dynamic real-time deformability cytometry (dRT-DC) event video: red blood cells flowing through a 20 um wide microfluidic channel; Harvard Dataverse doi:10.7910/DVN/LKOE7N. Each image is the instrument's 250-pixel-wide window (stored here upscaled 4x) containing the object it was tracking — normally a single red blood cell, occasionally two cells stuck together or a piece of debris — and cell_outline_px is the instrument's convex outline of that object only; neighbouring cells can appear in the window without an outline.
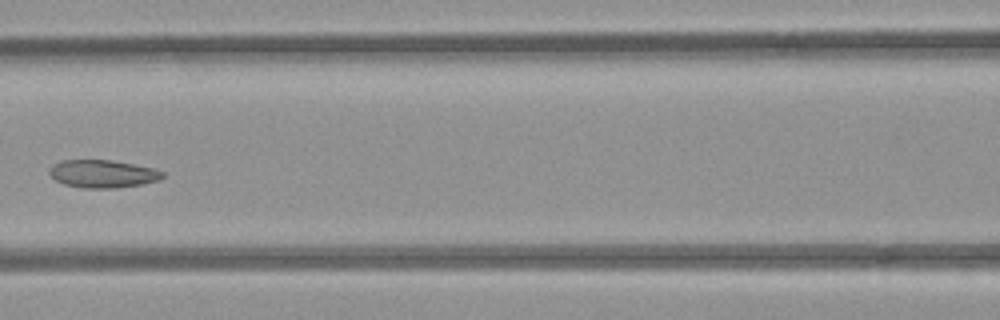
{"species": "common noctule bat (a hibernating species)", "species_latin": "Nyctalus noctula", "temperature_condition": "room temperature", "stored_images_in_passage": 7, "camera_frame_rate_fps": 3000, "um_per_image_px": 0.085, "animal": {"sex": "female", "body_mass_g": 21.9}, "frame": {"image": 1, "passage_image": 6, "time_ms": 6.0, "image_size_px": [1000, 320], "cell_outline_px": [[164, 176], [160, 180], [140, 184], [116, 188], [84, 188], [64, 184], [56, 180], [48, 172], [48, 168], [52, 164], [60, 160], [112, 160], [152, 168], [164, 172]], "centroid_in_image_um": [8.7, 14.77], "position_along_channel_um": 157.9, "area_um2": 18.32}}
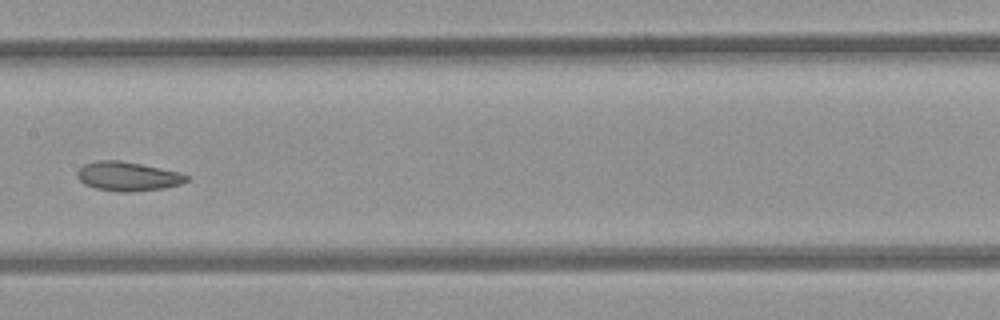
{"frame": {"image": 2, "passage_image": 7, "time_ms": 7.0, "image_size_px": [1000, 320], "cell_outline_px": [[188, 180], [180, 184], [164, 188], [128, 192], [116, 192], [96, 188], [84, 184], [76, 176], [76, 172], [84, 164], [96, 160], [120, 160], [180, 172], [188, 176]], "centroid_in_image_um": [10.83, 14.99], "position_along_channel_um": 196.6, "area_um2": 18.55}}